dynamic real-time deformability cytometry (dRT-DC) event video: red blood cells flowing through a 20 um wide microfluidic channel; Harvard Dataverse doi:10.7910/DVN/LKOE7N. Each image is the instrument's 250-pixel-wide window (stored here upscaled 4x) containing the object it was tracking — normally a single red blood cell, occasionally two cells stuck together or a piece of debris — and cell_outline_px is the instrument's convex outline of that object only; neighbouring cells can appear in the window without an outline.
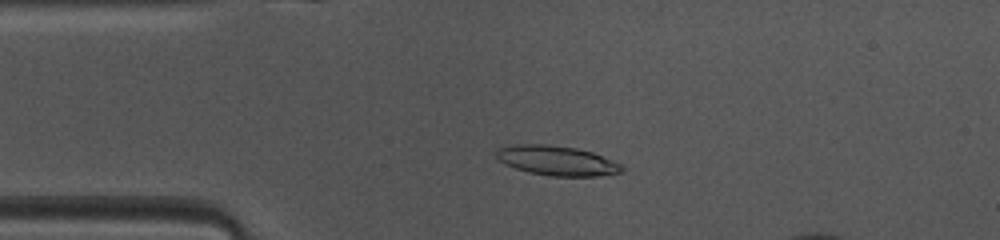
{"species": "common noctule bat (a hibernating species)", "species_latin": "Nyctalus noctula", "temperature_condition": "warm", "stored_images_in_passage": 41, "camera_frame_rate_fps": 3000, "um_per_image_px": 0.085, "animal": {"sex": "female", "body_mass_g": 10.0, "forearm_length_mm": 53.1}, "frame": {"image": 1, "passage_image": 9, "time_ms": 2.667, "image_size_px": [1000, 240], "cell_outline_px": [[624, 172], [612, 176], [548, 176], [528, 172], [504, 164], [496, 156], [496, 148], [516, 144], [548, 144], [576, 148], [592, 152], [612, 160], [620, 164], [624, 168]], "centroid_in_image_um": [47.37, 13.66], "position_along_channel_um": 37.6, "area_um2": 22.02}}
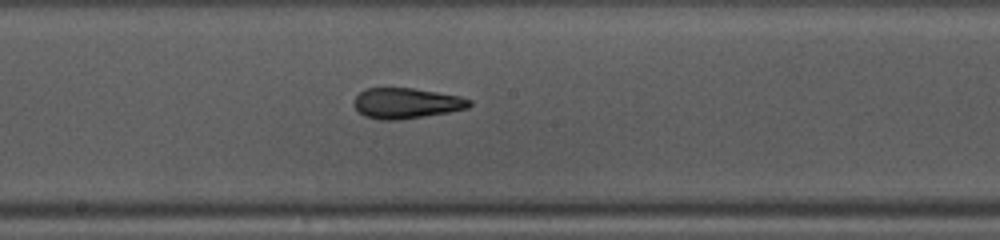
{"frame": {"image": 2, "passage_image": 23, "time_ms": 7.333, "image_size_px": [1000, 240], "cell_outline_px": [[472, 104], [468, 108], [448, 112], [424, 116], [396, 120], [380, 120], [364, 116], [352, 104], [352, 100], [364, 88], [412, 88], [460, 96], [472, 100]], "centroid_in_image_um": [34.51, 8.77], "position_along_channel_um": 213.7, "area_um2": 20.58}}
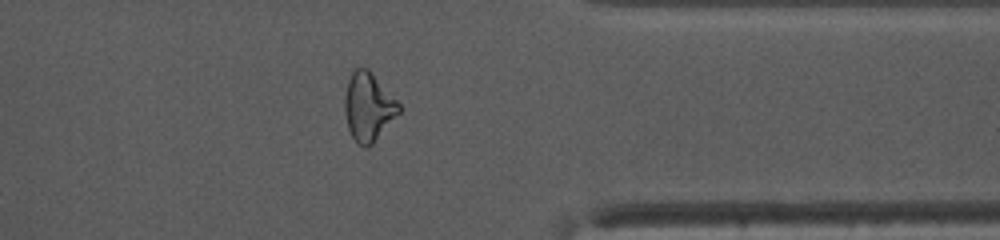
{"frame": {"image": 3, "passage_image": 36, "time_ms": 11.667, "image_size_px": [1000, 240], "cell_outline_px": [[400, 112], [372, 144], [368, 148], [364, 148], [356, 144], [348, 128], [344, 112], [344, 96], [348, 80], [352, 72], [356, 68], [368, 68], [372, 72], [400, 104]], "centroid_in_image_um": [31.29, 9.1], "position_along_channel_um": 380.1, "area_um2": 21.68}, "authors_computed_cell_mechanics": {"area_um2": 20.9236, "velocity_mm_per_s": 4.1169, "shape_relaxation_time_tau1_ms": null, "shape_relaxation_time_tau2_ms": 2.9184, "deformation_change_tau1": null, "deformation_change_tau2": 0.118}}